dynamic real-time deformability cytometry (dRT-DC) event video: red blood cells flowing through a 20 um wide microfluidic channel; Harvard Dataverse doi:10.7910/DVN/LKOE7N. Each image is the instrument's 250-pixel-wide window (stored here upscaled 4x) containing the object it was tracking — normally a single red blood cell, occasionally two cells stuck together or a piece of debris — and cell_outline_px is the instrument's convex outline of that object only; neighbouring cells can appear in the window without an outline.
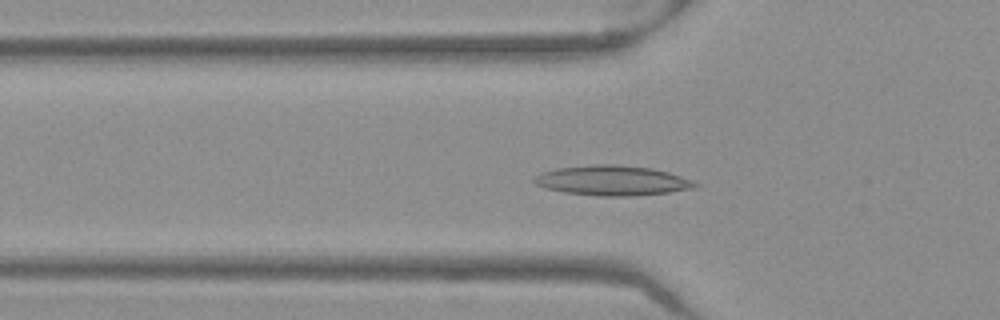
{"species": "Egyptian fruit bat (a non-hibernating species)", "species_latin": "Rousettus aegyptiacus", "temperature_condition": "warm", "stored_images_in_passage": 50, "camera_frame_rate_fps": 3000, "um_per_image_px": 0.085, "frame": {"image": 1, "passage_image": 16, "time_ms": 5.0, "image_size_px": [1000, 320], "cell_outline_px": [[700, 184], [696, 188], [668, 192], [628, 196], [600, 196], [564, 192], [544, 188], [536, 184], [532, 180], [536, 176], [544, 172], [556, 168], [592, 164], [620, 164], [652, 168], [668, 172], [692, 180]], "centroid_in_image_um": [52.06, 15.33], "position_along_channel_um": 73.7, "area_um2": 28.09}}
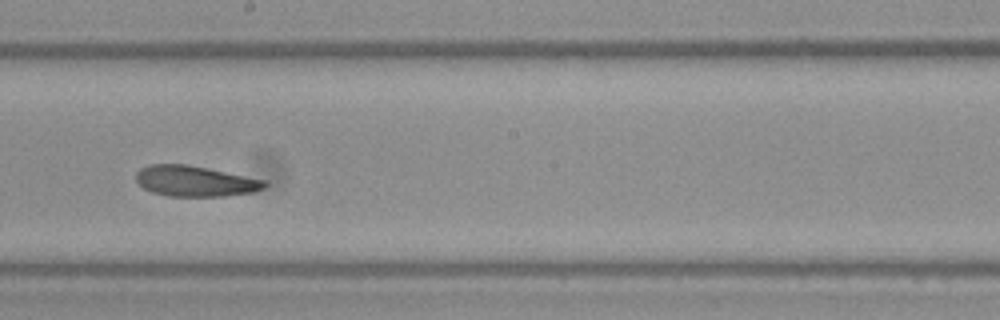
{"frame": {"image": 2, "passage_image": 28, "time_ms": 9.0, "image_size_px": [1000, 320], "cell_outline_px": [[268, 184], [264, 188], [252, 192], [224, 196], [168, 196], [152, 192], [144, 188], [136, 180], [136, 172], [140, 168], [148, 164], [188, 164], [268, 180]], "centroid_in_image_um": [16.6, 15.38], "position_along_channel_um": 231.6, "area_um2": 23.12}}
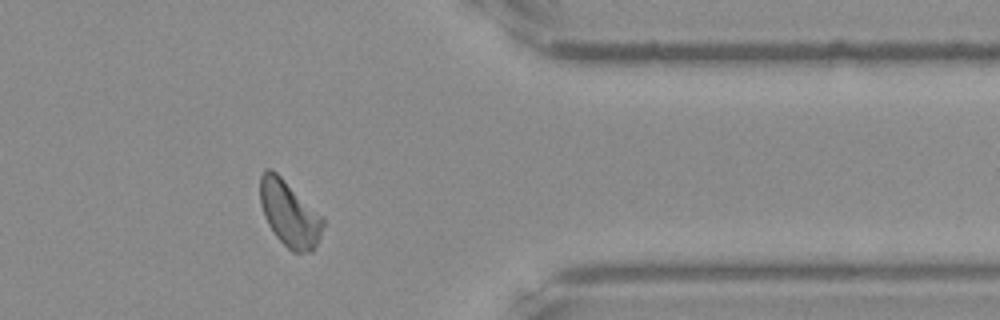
{"frame": {"image": 3, "passage_image": 41, "time_ms": 13.333, "image_size_px": [1000, 320], "cell_outline_px": [[324, 224], [320, 236], [312, 252], [292, 252], [276, 236], [268, 224], [264, 216], [260, 204], [260, 176], [264, 168], [272, 168], [324, 216]], "centroid_in_image_um": [24.6, 18.13], "position_along_channel_um": 386.8, "area_um2": 24.28}, "authors_computed_cell_mechanics": {"area_um2": 23.8136, "velocity_mm_per_s": 3.9382, "shape_relaxation_time_tau1_ms": 8.3742, "shape_relaxation_time_tau2_ms": 8.993, "deformation_change_tau1": 0.1815, "deformation_change_tau2": 0.1579}}